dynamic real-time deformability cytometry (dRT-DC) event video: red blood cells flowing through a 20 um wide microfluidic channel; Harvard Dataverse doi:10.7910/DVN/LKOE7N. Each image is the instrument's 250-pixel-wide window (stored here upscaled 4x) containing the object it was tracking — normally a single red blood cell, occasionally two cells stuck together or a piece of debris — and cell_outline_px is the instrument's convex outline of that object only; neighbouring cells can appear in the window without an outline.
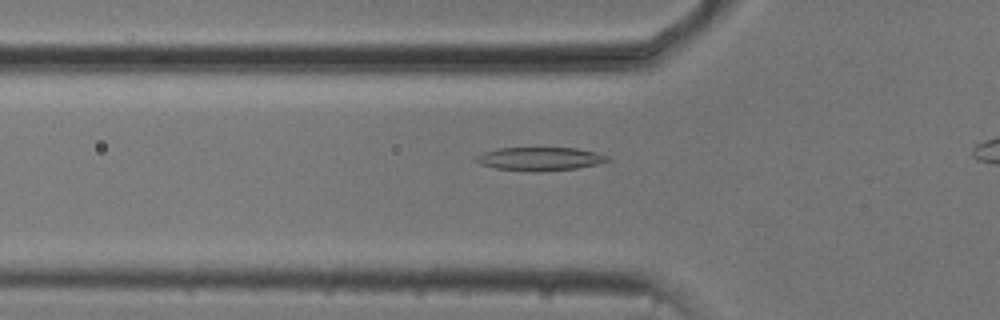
{"species": "common noctule bat (a hibernating species)", "species_latin": "Nyctalus noctula", "temperature_condition": "cold", "stored_images_in_passage": 31, "camera_frame_rate_fps": 3000, "um_per_image_px": 0.085, "animal": {"sex": "male", "body_mass_g": 20.5, "forearm_length_mm": 52.5}, "frame": {"image": 1, "passage_image": 5, "time_ms": 1.333, "image_size_px": [1000, 320], "cell_outline_px": [[612, 160], [596, 164], [576, 168], [540, 172], [532, 172], [496, 168], [480, 164], [472, 160], [476, 156], [484, 152], [496, 148], [576, 148], [596, 152], [608, 156]], "centroid_in_image_um": [45.87, 13.5], "position_along_channel_um": 79.9, "area_um2": 18.03}}
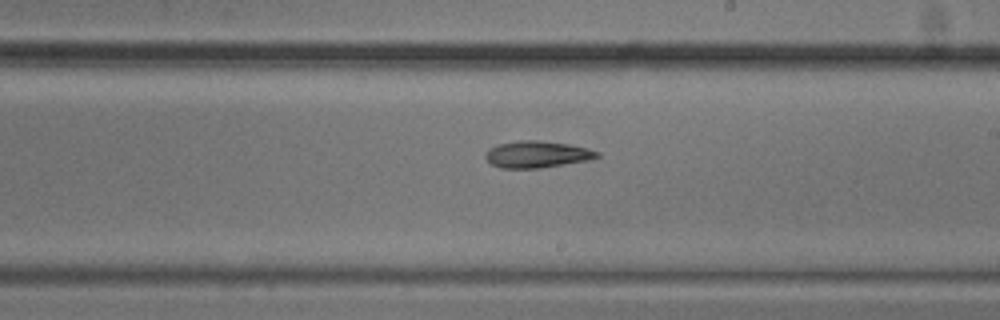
{"frame": {"image": 2, "passage_image": 18, "time_ms": 5.667, "image_size_px": [1000, 320], "cell_outline_px": [[600, 156], [588, 160], [540, 168], [500, 168], [492, 164], [484, 156], [484, 152], [488, 148], [496, 144], [520, 140], [536, 140], [568, 144], [588, 148], [600, 152]], "centroid_in_image_um": [45.61, 13.11], "position_along_channel_um": 243.4, "area_um2": 17.46}}
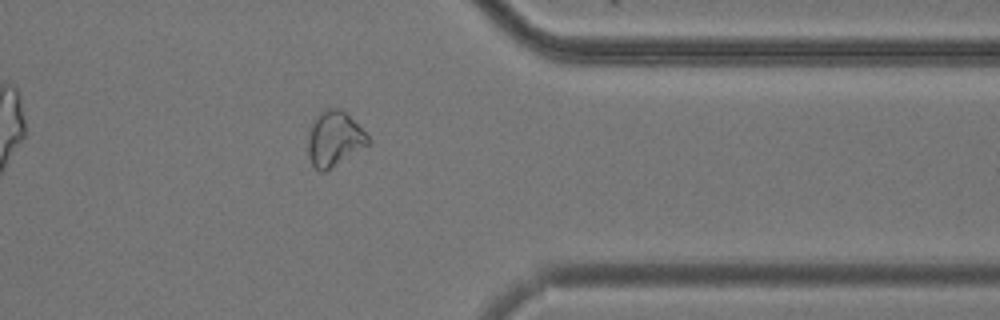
{"frame": {"image": 3, "passage_image": 30, "time_ms": 9.667, "image_size_px": [1000, 320], "cell_outline_px": [[372, 144], [324, 172], [320, 172], [312, 164], [308, 156], [308, 136], [312, 120], [320, 112], [328, 108], [340, 108], [348, 112], [372, 140]], "centroid_in_image_um": [28.46, 11.78], "position_along_channel_um": 382.9, "area_um2": 19.77}}